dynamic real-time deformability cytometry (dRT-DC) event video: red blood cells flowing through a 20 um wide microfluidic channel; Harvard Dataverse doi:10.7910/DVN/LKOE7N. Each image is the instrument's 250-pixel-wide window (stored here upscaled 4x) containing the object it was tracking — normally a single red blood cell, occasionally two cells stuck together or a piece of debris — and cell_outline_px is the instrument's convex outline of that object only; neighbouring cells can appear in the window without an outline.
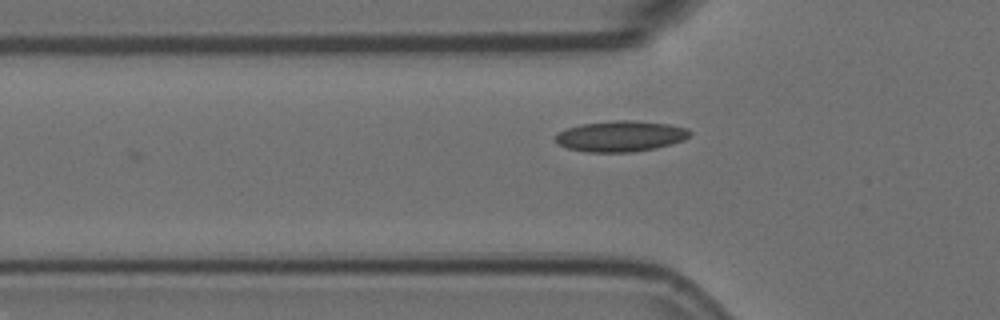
{"species": "Egyptian fruit bat (a non-hibernating species)", "species_latin": "Rousettus aegyptiacus", "temperature_condition": "room temperature", "stored_images_in_passage": 3, "camera_frame_rate_fps": 3000, "um_per_image_px": 0.085, "animal": {"sex": "female"}, "frame": {"image": 1, "passage_image": 3, "time_ms": 0.667, "image_size_px": [1000, 320], "cell_outline_px": [[692, 132], [684, 140], [672, 144], [656, 148], [632, 152], [588, 152], [568, 148], [560, 144], [556, 140], [556, 132], [580, 124], [616, 120], [636, 120], [668, 124], [688, 128]], "centroid_in_image_um": [52.78, 11.57], "position_along_channel_um": 73.0, "area_um2": 24.16}}